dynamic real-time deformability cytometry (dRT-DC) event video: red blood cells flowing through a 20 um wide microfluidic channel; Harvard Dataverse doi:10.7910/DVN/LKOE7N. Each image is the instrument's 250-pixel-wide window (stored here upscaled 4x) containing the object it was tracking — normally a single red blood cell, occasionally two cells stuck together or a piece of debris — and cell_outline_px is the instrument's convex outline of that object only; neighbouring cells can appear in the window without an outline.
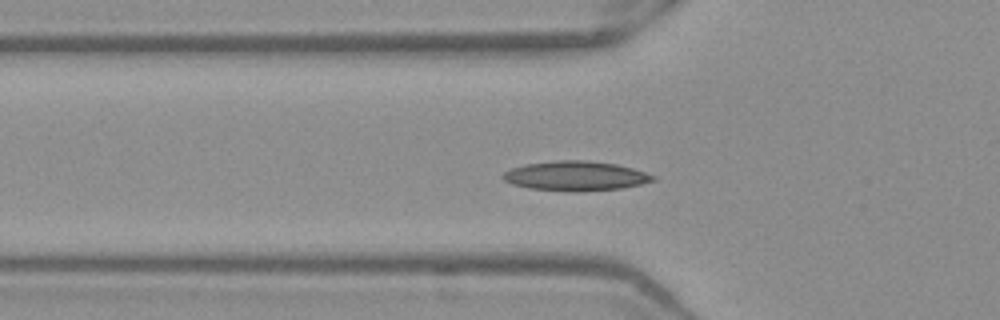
{"species": "Egyptian fruit bat (a non-hibernating species)", "species_latin": "Rousettus aegyptiacus", "temperature_condition": "warm", "stored_images_in_passage": 38, "camera_frame_rate_fps": 3000, "um_per_image_px": 0.085, "frame": {"image": 1, "passage_image": 3, "time_ms": 0.667, "image_size_px": [1000, 320], "cell_outline_px": [[656, 180], [640, 184], [620, 188], [572, 192], [528, 188], [512, 184], [504, 180], [500, 176], [504, 172], [512, 168], [524, 164], [552, 160], [588, 160], [616, 164], [632, 168], [656, 176]], "centroid_in_image_um": [48.89, 14.95], "position_along_channel_um": 76.9, "area_um2": 25.95}}
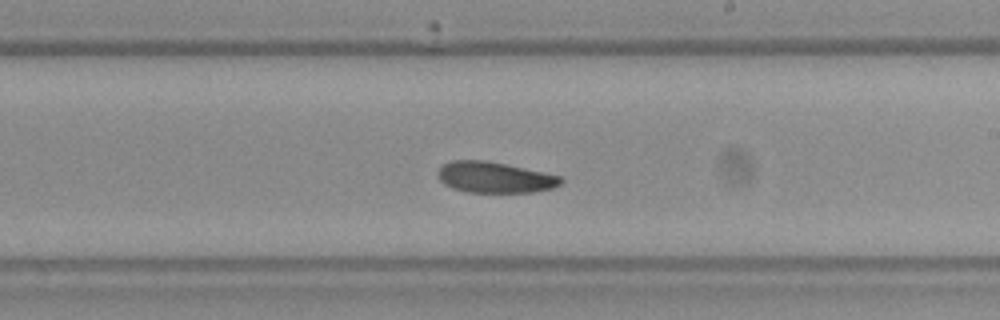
{"frame": {"image": 2, "passage_image": 16, "time_ms": 5.0, "image_size_px": [1000, 320], "cell_outline_px": [[564, 180], [560, 184], [552, 188], [532, 192], [468, 192], [452, 188], [444, 184], [440, 180], [436, 172], [448, 160], [484, 160], [564, 176]], "centroid_in_image_um": [42.05, 15.07], "position_along_channel_um": 247.0, "area_um2": 22.2}}
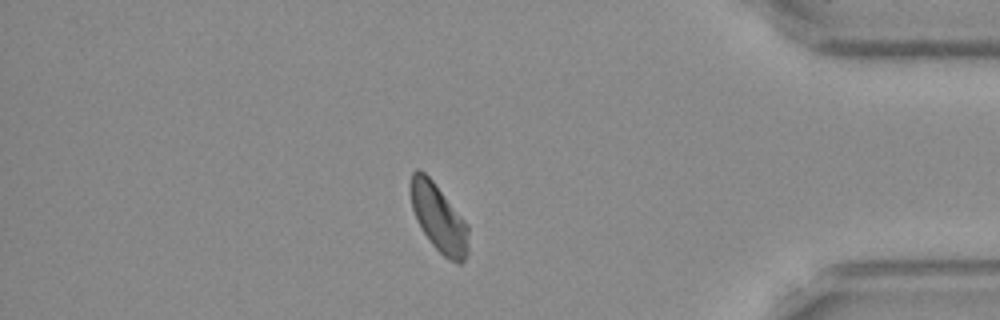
{"frame": {"image": 3, "passage_image": 30, "time_ms": 9.667, "image_size_px": [1000, 320], "cell_outline_px": [[468, 252], [464, 260], [460, 264], [456, 264], [448, 260], [432, 244], [416, 220], [412, 208], [412, 172], [416, 168], [420, 168], [432, 180], [468, 224]], "centroid_in_image_um": [37.32, 18.57], "position_along_channel_um": 397.9, "area_um2": 22.48}, "authors_computed_cell_mechanics": {"area_um2": 23.0044, "velocity_mm_per_s": 3.9094, "shape_relaxation_time_tau1_ms": 5.1689, "shape_relaxation_time_tau2_ms": 6.5407, "deformation_change_tau1": 0.1175, "deformation_change_tau2": 0.1081}}